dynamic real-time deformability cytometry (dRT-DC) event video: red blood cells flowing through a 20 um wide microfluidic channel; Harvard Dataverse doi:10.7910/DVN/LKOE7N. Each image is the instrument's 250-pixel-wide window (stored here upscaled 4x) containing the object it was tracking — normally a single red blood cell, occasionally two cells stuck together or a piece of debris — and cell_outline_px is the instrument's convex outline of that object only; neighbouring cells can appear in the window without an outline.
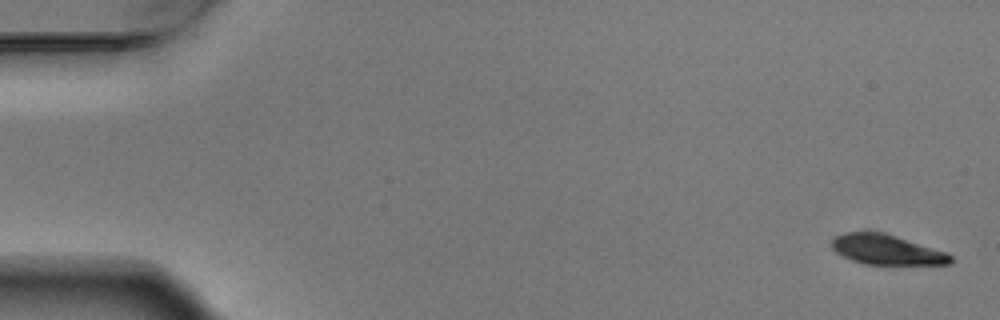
{"species": "Egyptian fruit bat (a non-hibernating species)", "species_latin": "Rousettus aegyptiacus", "temperature_condition": "warm", "stored_images_in_passage": 6, "camera_frame_rate_fps": 3000, "um_per_image_px": 0.085, "animal": {"sex": "male"}, "frame": {"image": 1, "passage_image": 1, "time_ms": 0.0, "image_size_px": [1000, 320], "cell_outline_px": [[952, 264], [864, 264], [852, 260], [836, 252], [832, 248], [832, 240], [836, 236], [844, 232], [884, 232], [948, 252], [952, 256]], "centroid_in_image_um": [75.39, 21.22], "position_along_channel_um": 9.6, "area_um2": 20.69}}